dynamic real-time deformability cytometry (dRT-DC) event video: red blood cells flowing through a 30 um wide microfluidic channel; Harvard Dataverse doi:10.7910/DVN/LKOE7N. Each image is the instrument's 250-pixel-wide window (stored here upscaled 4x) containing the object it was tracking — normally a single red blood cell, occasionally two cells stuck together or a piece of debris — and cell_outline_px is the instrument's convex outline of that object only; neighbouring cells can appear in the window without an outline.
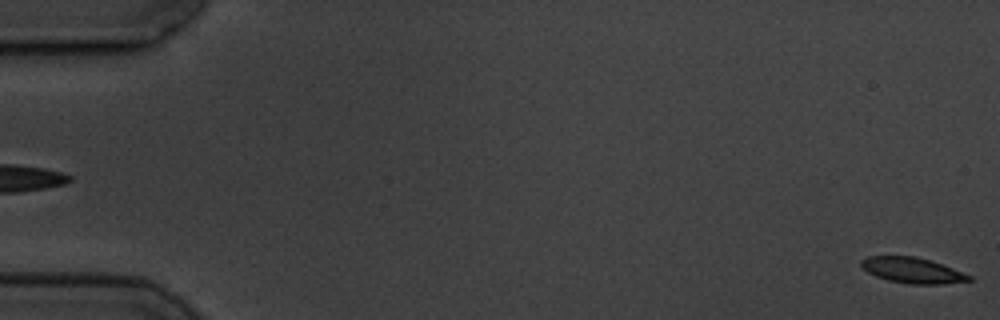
{"species": "common noctule bat (a hibernating species)", "species_latin": "Nyctalus noctula", "temperature_condition": "cold", "stored_images_in_passage": 5, "segment_of_instrument_passage": [2, 2], "camera_frame_rate_fps": 3000, "um_per_image_px": 0.085, "animal": {"sex": "male", "body_mass_g": 19.5, "forearm_length_mm": 54.6}, "frame": {"image": 1, "passage_image": 5, "time_ms": 4.667, "image_size_px": [1000, 320], "cell_outline_px": [[972, 280], [944, 284], [908, 284], [888, 280], [876, 276], [868, 272], [860, 264], [860, 260], [868, 256], [916, 256], [952, 268], [972, 276]], "centroid_in_image_um": [77.54, 22.98], "position_along_channel_um": 7.5, "area_um2": 15.95}}